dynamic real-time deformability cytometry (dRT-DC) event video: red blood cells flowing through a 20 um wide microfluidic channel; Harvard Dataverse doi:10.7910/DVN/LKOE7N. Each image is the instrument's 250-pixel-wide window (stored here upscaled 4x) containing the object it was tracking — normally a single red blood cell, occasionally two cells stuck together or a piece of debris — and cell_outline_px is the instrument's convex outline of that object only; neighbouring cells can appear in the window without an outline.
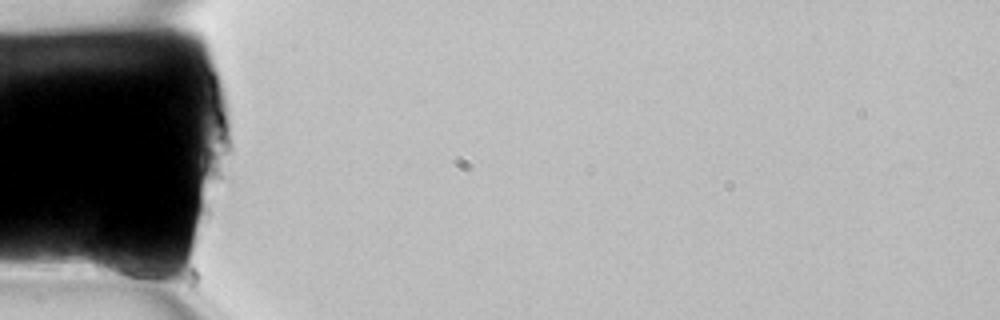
{"species": "common noctule bat (a hibernating species)", "species_latin": "Nyctalus noctula", "temperature_condition": "room temperature", "stored_images_in_passage": 3, "camera_frame_rate_fps": 3000, "um_per_image_px": 0.085, "animal": {"sex": "female", "body_mass_g": 22.7, "forearm_length_mm": 54.2}, "frame": {"image": 1, "passage_image": 1, "time_ms": 0.0, "image_size_px": [1000, 320], "cell_outline_px": [[160, 276], [156, 288], [96, 272], [92, 268], [88, 260], [96, 244], [100, 240], [104, 240], [140, 256], [160, 272]], "centroid_in_image_um": [10.44, 22.49], "position_along_channel_um": 74.6, "area_um2": 13.81}}